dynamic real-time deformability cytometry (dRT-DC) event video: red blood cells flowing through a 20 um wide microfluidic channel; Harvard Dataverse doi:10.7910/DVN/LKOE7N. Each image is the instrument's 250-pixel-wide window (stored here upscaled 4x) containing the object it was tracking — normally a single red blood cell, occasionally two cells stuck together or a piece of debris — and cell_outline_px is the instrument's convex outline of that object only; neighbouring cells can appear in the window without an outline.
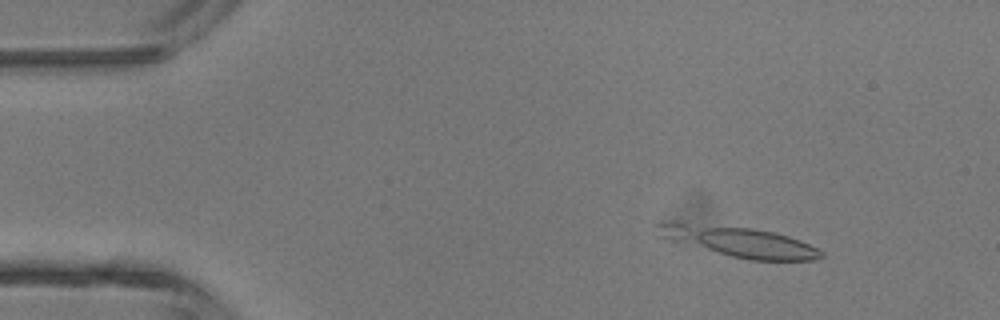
{"species": "common noctule bat (a hibernating species)", "species_latin": "Nyctalus noctula", "temperature_condition": "room temperature", "stored_images_in_passage": 38, "camera_frame_rate_fps": 3000, "um_per_image_px": 0.085, "animal": {"sex": "male", "body_mass_g": 13.3}, "frame": {"image": 1, "passage_image": 1, "time_ms": 0.0, "image_size_px": [1000, 320], "cell_outline_px": [[824, 256], [816, 260], [748, 260], [732, 256], [656, 236], [656, 224], [684, 224], [752, 228], [776, 232], [800, 240], [824, 252]], "centroid_in_image_um": [62.95, 20.57], "position_along_channel_um": 22.0, "area_um2": 27.74}}